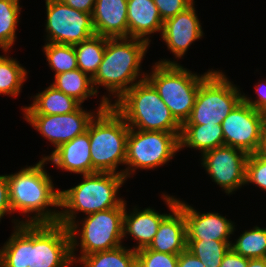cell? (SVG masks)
Segmentation results:
<instances>
[{
    "instance_id": "obj_22",
    "label": "cell",
    "mask_w": 266,
    "mask_h": 267,
    "mask_svg": "<svg viewBox=\"0 0 266 267\" xmlns=\"http://www.w3.org/2000/svg\"><path fill=\"white\" fill-rule=\"evenodd\" d=\"M80 106L81 103L75 98L50 85L34 97L31 106L23 107V111L24 114H69L76 111Z\"/></svg>"
},
{
    "instance_id": "obj_27",
    "label": "cell",
    "mask_w": 266,
    "mask_h": 267,
    "mask_svg": "<svg viewBox=\"0 0 266 267\" xmlns=\"http://www.w3.org/2000/svg\"><path fill=\"white\" fill-rule=\"evenodd\" d=\"M232 242L218 240H187V250L195 255L205 267H220Z\"/></svg>"
},
{
    "instance_id": "obj_8",
    "label": "cell",
    "mask_w": 266,
    "mask_h": 267,
    "mask_svg": "<svg viewBox=\"0 0 266 267\" xmlns=\"http://www.w3.org/2000/svg\"><path fill=\"white\" fill-rule=\"evenodd\" d=\"M219 71H212L200 84L190 117L184 124L221 125L243 100L240 89Z\"/></svg>"
},
{
    "instance_id": "obj_29",
    "label": "cell",
    "mask_w": 266,
    "mask_h": 267,
    "mask_svg": "<svg viewBox=\"0 0 266 267\" xmlns=\"http://www.w3.org/2000/svg\"><path fill=\"white\" fill-rule=\"evenodd\" d=\"M26 78V69L14 58L0 56V95L17 97Z\"/></svg>"
},
{
    "instance_id": "obj_33",
    "label": "cell",
    "mask_w": 266,
    "mask_h": 267,
    "mask_svg": "<svg viewBox=\"0 0 266 267\" xmlns=\"http://www.w3.org/2000/svg\"><path fill=\"white\" fill-rule=\"evenodd\" d=\"M255 183L266 191V160L256 153L248 155L246 161L245 184Z\"/></svg>"
},
{
    "instance_id": "obj_3",
    "label": "cell",
    "mask_w": 266,
    "mask_h": 267,
    "mask_svg": "<svg viewBox=\"0 0 266 267\" xmlns=\"http://www.w3.org/2000/svg\"><path fill=\"white\" fill-rule=\"evenodd\" d=\"M97 115L88 125L91 146L92 174L119 173L118 164H125L129 126L111 106L108 97L102 96ZM97 118V119H96Z\"/></svg>"
},
{
    "instance_id": "obj_16",
    "label": "cell",
    "mask_w": 266,
    "mask_h": 267,
    "mask_svg": "<svg viewBox=\"0 0 266 267\" xmlns=\"http://www.w3.org/2000/svg\"><path fill=\"white\" fill-rule=\"evenodd\" d=\"M162 39L176 58L185 55L190 45L203 36L194 3L183 12L166 19L161 31Z\"/></svg>"
},
{
    "instance_id": "obj_10",
    "label": "cell",
    "mask_w": 266,
    "mask_h": 267,
    "mask_svg": "<svg viewBox=\"0 0 266 267\" xmlns=\"http://www.w3.org/2000/svg\"><path fill=\"white\" fill-rule=\"evenodd\" d=\"M179 137L180 134L164 131L129 128L125 159L128 167L123 170L125 178L137 168L149 170L170 161L180 149Z\"/></svg>"
},
{
    "instance_id": "obj_35",
    "label": "cell",
    "mask_w": 266,
    "mask_h": 267,
    "mask_svg": "<svg viewBox=\"0 0 266 267\" xmlns=\"http://www.w3.org/2000/svg\"><path fill=\"white\" fill-rule=\"evenodd\" d=\"M13 213L9 201L7 175H0V219L6 214Z\"/></svg>"
},
{
    "instance_id": "obj_13",
    "label": "cell",
    "mask_w": 266,
    "mask_h": 267,
    "mask_svg": "<svg viewBox=\"0 0 266 267\" xmlns=\"http://www.w3.org/2000/svg\"><path fill=\"white\" fill-rule=\"evenodd\" d=\"M248 154L231 147L220 146L202 154V165L225 193L231 194L245 185Z\"/></svg>"
},
{
    "instance_id": "obj_5",
    "label": "cell",
    "mask_w": 266,
    "mask_h": 267,
    "mask_svg": "<svg viewBox=\"0 0 266 267\" xmlns=\"http://www.w3.org/2000/svg\"><path fill=\"white\" fill-rule=\"evenodd\" d=\"M125 176L119 173H93L83 175V182L75 187L60 191L58 223L69 227L76 220L78 212L93 214L119 207L125 200L117 197ZM77 212V213H76Z\"/></svg>"
},
{
    "instance_id": "obj_39",
    "label": "cell",
    "mask_w": 266,
    "mask_h": 267,
    "mask_svg": "<svg viewBox=\"0 0 266 267\" xmlns=\"http://www.w3.org/2000/svg\"><path fill=\"white\" fill-rule=\"evenodd\" d=\"M62 3L78 11L92 14L95 6V0H60Z\"/></svg>"
},
{
    "instance_id": "obj_23",
    "label": "cell",
    "mask_w": 266,
    "mask_h": 267,
    "mask_svg": "<svg viewBox=\"0 0 266 267\" xmlns=\"http://www.w3.org/2000/svg\"><path fill=\"white\" fill-rule=\"evenodd\" d=\"M180 150L189 147L204 152L224 145L221 125L183 124L179 137Z\"/></svg>"
},
{
    "instance_id": "obj_19",
    "label": "cell",
    "mask_w": 266,
    "mask_h": 267,
    "mask_svg": "<svg viewBox=\"0 0 266 267\" xmlns=\"http://www.w3.org/2000/svg\"><path fill=\"white\" fill-rule=\"evenodd\" d=\"M92 20L96 35L128 37L127 0H95Z\"/></svg>"
},
{
    "instance_id": "obj_1",
    "label": "cell",
    "mask_w": 266,
    "mask_h": 267,
    "mask_svg": "<svg viewBox=\"0 0 266 267\" xmlns=\"http://www.w3.org/2000/svg\"><path fill=\"white\" fill-rule=\"evenodd\" d=\"M14 223V233L0 249V267H69L74 263L67 227Z\"/></svg>"
},
{
    "instance_id": "obj_9",
    "label": "cell",
    "mask_w": 266,
    "mask_h": 267,
    "mask_svg": "<svg viewBox=\"0 0 266 267\" xmlns=\"http://www.w3.org/2000/svg\"><path fill=\"white\" fill-rule=\"evenodd\" d=\"M126 209L124 201L119 207L99 211L86 216L82 221L80 242L77 243L78 225L74 222L68 227L71 237V255L81 245V255L85 256L98 251L111 250L122 245L123 215Z\"/></svg>"
},
{
    "instance_id": "obj_2",
    "label": "cell",
    "mask_w": 266,
    "mask_h": 267,
    "mask_svg": "<svg viewBox=\"0 0 266 267\" xmlns=\"http://www.w3.org/2000/svg\"><path fill=\"white\" fill-rule=\"evenodd\" d=\"M46 158L27 166L18 173L7 175L9 201L12 212L36 213L21 224H56L59 211L47 207H59L60 190L54 189L51 176L44 170ZM48 209V210H47Z\"/></svg>"
},
{
    "instance_id": "obj_30",
    "label": "cell",
    "mask_w": 266,
    "mask_h": 267,
    "mask_svg": "<svg viewBox=\"0 0 266 267\" xmlns=\"http://www.w3.org/2000/svg\"><path fill=\"white\" fill-rule=\"evenodd\" d=\"M230 248L237 254L247 259L264 258L266 255V228L255 226L253 229L245 231L231 243Z\"/></svg>"
},
{
    "instance_id": "obj_41",
    "label": "cell",
    "mask_w": 266,
    "mask_h": 267,
    "mask_svg": "<svg viewBox=\"0 0 266 267\" xmlns=\"http://www.w3.org/2000/svg\"><path fill=\"white\" fill-rule=\"evenodd\" d=\"M247 267H266V262L264 258L248 259Z\"/></svg>"
},
{
    "instance_id": "obj_20",
    "label": "cell",
    "mask_w": 266,
    "mask_h": 267,
    "mask_svg": "<svg viewBox=\"0 0 266 267\" xmlns=\"http://www.w3.org/2000/svg\"><path fill=\"white\" fill-rule=\"evenodd\" d=\"M127 20L128 37L149 43L147 35L162 31L164 22L153 0H127Z\"/></svg>"
},
{
    "instance_id": "obj_26",
    "label": "cell",
    "mask_w": 266,
    "mask_h": 267,
    "mask_svg": "<svg viewBox=\"0 0 266 267\" xmlns=\"http://www.w3.org/2000/svg\"><path fill=\"white\" fill-rule=\"evenodd\" d=\"M54 79L55 81L51 84L52 86L66 95L75 98L81 104L88 97L97 96L92 85V78L79 68L55 75Z\"/></svg>"
},
{
    "instance_id": "obj_24",
    "label": "cell",
    "mask_w": 266,
    "mask_h": 267,
    "mask_svg": "<svg viewBox=\"0 0 266 267\" xmlns=\"http://www.w3.org/2000/svg\"><path fill=\"white\" fill-rule=\"evenodd\" d=\"M72 259L75 263L78 261L83 263V267H136V251L126 249L122 245L111 250L80 256L79 258L74 256Z\"/></svg>"
},
{
    "instance_id": "obj_7",
    "label": "cell",
    "mask_w": 266,
    "mask_h": 267,
    "mask_svg": "<svg viewBox=\"0 0 266 267\" xmlns=\"http://www.w3.org/2000/svg\"><path fill=\"white\" fill-rule=\"evenodd\" d=\"M152 70L151 74L146 73V79L154 86L175 120L182 126L190 117L201 82L213 70L199 76L170 60L155 63Z\"/></svg>"
},
{
    "instance_id": "obj_14",
    "label": "cell",
    "mask_w": 266,
    "mask_h": 267,
    "mask_svg": "<svg viewBox=\"0 0 266 267\" xmlns=\"http://www.w3.org/2000/svg\"><path fill=\"white\" fill-rule=\"evenodd\" d=\"M94 115L93 112H87L81 106L69 114H24L26 121L54 144L55 150L61 144L86 132Z\"/></svg>"
},
{
    "instance_id": "obj_28",
    "label": "cell",
    "mask_w": 266,
    "mask_h": 267,
    "mask_svg": "<svg viewBox=\"0 0 266 267\" xmlns=\"http://www.w3.org/2000/svg\"><path fill=\"white\" fill-rule=\"evenodd\" d=\"M20 11L19 0H0V48L4 52L15 42Z\"/></svg>"
},
{
    "instance_id": "obj_18",
    "label": "cell",
    "mask_w": 266,
    "mask_h": 267,
    "mask_svg": "<svg viewBox=\"0 0 266 267\" xmlns=\"http://www.w3.org/2000/svg\"><path fill=\"white\" fill-rule=\"evenodd\" d=\"M58 168L82 175L92 174L91 146L87 131L61 144L50 156H45Z\"/></svg>"
},
{
    "instance_id": "obj_12",
    "label": "cell",
    "mask_w": 266,
    "mask_h": 267,
    "mask_svg": "<svg viewBox=\"0 0 266 267\" xmlns=\"http://www.w3.org/2000/svg\"><path fill=\"white\" fill-rule=\"evenodd\" d=\"M221 127L224 145L240 149L250 155L257 152L265 126L260 111L242 100L224 118Z\"/></svg>"
},
{
    "instance_id": "obj_21",
    "label": "cell",
    "mask_w": 266,
    "mask_h": 267,
    "mask_svg": "<svg viewBox=\"0 0 266 267\" xmlns=\"http://www.w3.org/2000/svg\"><path fill=\"white\" fill-rule=\"evenodd\" d=\"M167 215L159 214L152 208H146L141 211L134 208L130 214L125 209L123 215V237L129 234L138 241V246L136 245L133 248L134 251L146 248L152 242L162 220Z\"/></svg>"
},
{
    "instance_id": "obj_31",
    "label": "cell",
    "mask_w": 266,
    "mask_h": 267,
    "mask_svg": "<svg viewBox=\"0 0 266 267\" xmlns=\"http://www.w3.org/2000/svg\"><path fill=\"white\" fill-rule=\"evenodd\" d=\"M46 43L43 50L55 75L78 68L74 45Z\"/></svg>"
},
{
    "instance_id": "obj_25",
    "label": "cell",
    "mask_w": 266,
    "mask_h": 267,
    "mask_svg": "<svg viewBox=\"0 0 266 267\" xmlns=\"http://www.w3.org/2000/svg\"><path fill=\"white\" fill-rule=\"evenodd\" d=\"M107 37L94 35L74 45L78 68L93 78L105 52Z\"/></svg>"
},
{
    "instance_id": "obj_34",
    "label": "cell",
    "mask_w": 266,
    "mask_h": 267,
    "mask_svg": "<svg viewBox=\"0 0 266 267\" xmlns=\"http://www.w3.org/2000/svg\"><path fill=\"white\" fill-rule=\"evenodd\" d=\"M163 21L183 12L194 0H153Z\"/></svg>"
},
{
    "instance_id": "obj_4",
    "label": "cell",
    "mask_w": 266,
    "mask_h": 267,
    "mask_svg": "<svg viewBox=\"0 0 266 267\" xmlns=\"http://www.w3.org/2000/svg\"><path fill=\"white\" fill-rule=\"evenodd\" d=\"M148 46L149 42L138 38H107L102 62L92 78L95 92H98L97 86L102 85L119 99L133 85L146 79L139 69ZM140 75L143 78L137 81Z\"/></svg>"
},
{
    "instance_id": "obj_32",
    "label": "cell",
    "mask_w": 266,
    "mask_h": 267,
    "mask_svg": "<svg viewBox=\"0 0 266 267\" xmlns=\"http://www.w3.org/2000/svg\"><path fill=\"white\" fill-rule=\"evenodd\" d=\"M178 256L142 248L136 251V267H177Z\"/></svg>"
},
{
    "instance_id": "obj_17",
    "label": "cell",
    "mask_w": 266,
    "mask_h": 267,
    "mask_svg": "<svg viewBox=\"0 0 266 267\" xmlns=\"http://www.w3.org/2000/svg\"><path fill=\"white\" fill-rule=\"evenodd\" d=\"M177 205L183 210L186 219L187 240H218L231 242L230 234L234 232L232 221L219 213H200L193 207L178 200Z\"/></svg>"
},
{
    "instance_id": "obj_15",
    "label": "cell",
    "mask_w": 266,
    "mask_h": 267,
    "mask_svg": "<svg viewBox=\"0 0 266 267\" xmlns=\"http://www.w3.org/2000/svg\"><path fill=\"white\" fill-rule=\"evenodd\" d=\"M172 214L161 222L155 237L147 247L157 252L177 254L187 249V227L183 210L177 205L178 199L163 194Z\"/></svg>"
},
{
    "instance_id": "obj_37",
    "label": "cell",
    "mask_w": 266,
    "mask_h": 267,
    "mask_svg": "<svg viewBox=\"0 0 266 267\" xmlns=\"http://www.w3.org/2000/svg\"><path fill=\"white\" fill-rule=\"evenodd\" d=\"M255 88L258 95L257 100L253 101L251 100V98L249 99V97L245 96L244 94L243 101L254 109H256L257 111H260L266 105V81L265 83L263 81V83L259 85L257 84Z\"/></svg>"
},
{
    "instance_id": "obj_42",
    "label": "cell",
    "mask_w": 266,
    "mask_h": 267,
    "mask_svg": "<svg viewBox=\"0 0 266 267\" xmlns=\"http://www.w3.org/2000/svg\"><path fill=\"white\" fill-rule=\"evenodd\" d=\"M261 118L263 120L264 126H266V105L260 110Z\"/></svg>"
},
{
    "instance_id": "obj_36",
    "label": "cell",
    "mask_w": 266,
    "mask_h": 267,
    "mask_svg": "<svg viewBox=\"0 0 266 267\" xmlns=\"http://www.w3.org/2000/svg\"><path fill=\"white\" fill-rule=\"evenodd\" d=\"M247 266H248V259L246 257L237 254L231 248L224 255L220 265V267H247Z\"/></svg>"
},
{
    "instance_id": "obj_11",
    "label": "cell",
    "mask_w": 266,
    "mask_h": 267,
    "mask_svg": "<svg viewBox=\"0 0 266 267\" xmlns=\"http://www.w3.org/2000/svg\"><path fill=\"white\" fill-rule=\"evenodd\" d=\"M47 41L75 45L96 35L92 14L73 9L60 0H46Z\"/></svg>"
},
{
    "instance_id": "obj_38",
    "label": "cell",
    "mask_w": 266,
    "mask_h": 267,
    "mask_svg": "<svg viewBox=\"0 0 266 267\" xmlns=\"http://www.w3.org/2000/svg\"><path fill=\"white\" fill-rule=\"evenodd\" d=\"M177 267H205L204 264L187 249L178 256Z\"/></svg>"
},
{
    "instance_id": "obj_40",
    "label": "cell",
    "mask_w": 266,
    "mask_h": 267,
    "mask_svg": "<svg viewBox=\"0 0 266 267\" xmlns=\"http://www.w3.org/2000/svg\"><path fill=\"white\" fill-rule=\"evenodd\" d=\"M256 154L262 159L266 160V126L263 129L260 145Z\"/></svg>"
},
{
    "instance_id": "obj_6",
    "label": "cell",
    "mask_w": 266,
    "mask_h": 267,
    "mask_svg": "<svg viewBox=\"0 0 266 267\" xmlns=\"http://www.w3.org/2000/svg\"><path fill=\"white\" fill-rule=\"evenodd\" d=\"M115 101L111 106L129 128L181 134V125L147 79L133 85Z\"/></svg>"
}]
</instances>
